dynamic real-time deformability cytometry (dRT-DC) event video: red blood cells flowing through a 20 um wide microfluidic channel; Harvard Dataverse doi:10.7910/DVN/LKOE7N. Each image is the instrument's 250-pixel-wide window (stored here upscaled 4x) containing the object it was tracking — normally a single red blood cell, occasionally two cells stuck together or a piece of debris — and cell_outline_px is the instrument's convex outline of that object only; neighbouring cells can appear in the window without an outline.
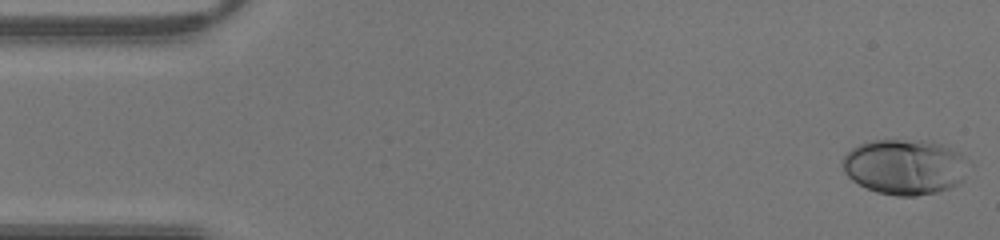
{"species": "human", "species_latin": "Homo sapiens", "temperature_condition": "warm", "stored_images_in_passage": 43, "camera_frame_rate_fps": 3000, "um_per_image_px": 0.085, "donor": {"sex": "male"}, "frame": {"image": 1, "passage_image": 1, "time_ms": 0.0, "image_size_px": [1000, 240], "cell_outline_px": [[964, 180], [960, 184], [936, 192], [916, 196], [896, 196], [876, 192], [852, 180], [844, 172], [840, 160], [852, 148], [860, 144], [872, 140], [924, 140], [940, 144], [960, 152], [964, 156]], "centroid_in_image_um": [76.87, 14.18], "position_along_channel_um": 8.1, "area_um2": 40.52}}
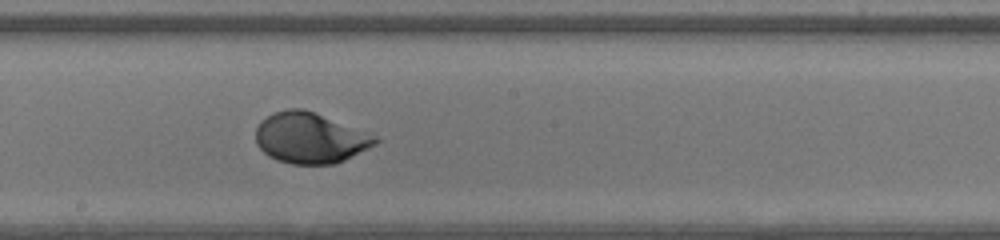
{"frame": {"image": 2, "passage_image": 23, "time_ms": 7.333, "image_size_px": [1000, 240], "cell_outline_px": [[380, 140], [376, 144], [336, 164], [292, 164], [276, 160], [268, 156], [256, 144], [256, 128], [260, 120], [272, 112], [288, 108], [304, 108], [368, 132], [376, 136]], "centroid_in_image_um": [26.33, 11.71], "position_along_channel_um": 221.9, "area_um2": 35.55}}
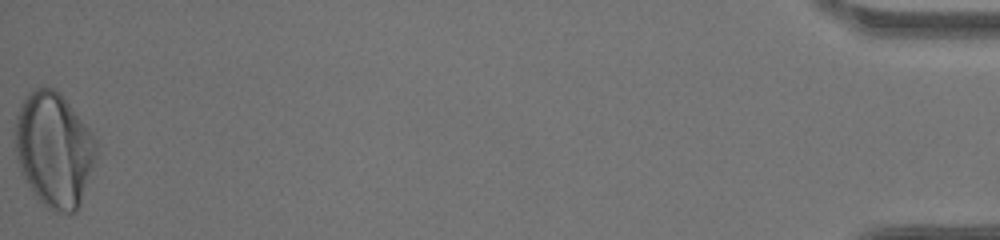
{"frame": {"image": 3, "passage_image": 43, "time_ms": 14.0, "image_size_px": [1000, 240], "cell_outline_px": [[96, 160], [80, 204], [76, 212], [60, 212], [48, 208], [36, 196], [28, 184], [20, 168], [16, 156], [16, 116], [20, 104], [24, 96], [32, 88], [52, 88], [68, 104], [88, 128], [96, 140]], "centroid_in_image_um": [4.59, 12.72], "position_along_channel_um": 430.6, "area_um2": 53.41}}